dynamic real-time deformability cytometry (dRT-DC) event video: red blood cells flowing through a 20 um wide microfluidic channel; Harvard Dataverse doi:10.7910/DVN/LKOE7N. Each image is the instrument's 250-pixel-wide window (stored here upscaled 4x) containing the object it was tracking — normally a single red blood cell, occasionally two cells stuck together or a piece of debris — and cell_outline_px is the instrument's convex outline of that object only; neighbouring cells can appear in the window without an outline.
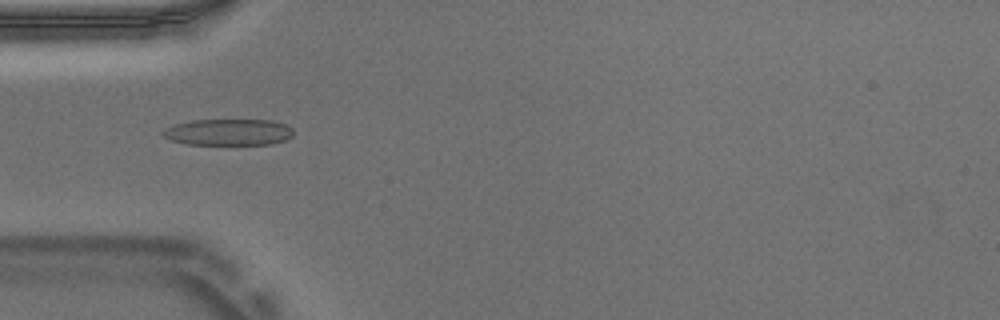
{"species": "Egyptian fruit bat (a non-hibernating species)", "species_latin": "Rousettus aegyptiacus", "temperature_condition": "warm", "stored_images_in_passage": 53, "camera_frame_rate_fps": 3000, "um_per_image_px": 0.085, "animal": {"sex": "male"}, "frame": {"image": 1, "passage_image": 16, "time_ms": 5.0, "image_size_px": [1000, 320], "cell_outline_px": [[292, 136], [284, 140], [272, 144], [188, 144], [172, 140], [164, 136], [160, 132], [176, 124], [192, 120], [272, 120], [288, 124], [292, 128]], "centroid_in_image_um": [19.47, 11.22], "position_along_channel_um": 65.5, "area_um2": 19.94}, "authors_computed_cell_mechanics": {"area_um2": 19.7676, "velocity_mm_per_s": 3.739, "shape_relaxation_time_tau1_ms": null, "shape_relaxation_time_tau2_ms": 1.4711, "deformation_change_tau1": null, "deformation_change_tau2": 0.0932}}